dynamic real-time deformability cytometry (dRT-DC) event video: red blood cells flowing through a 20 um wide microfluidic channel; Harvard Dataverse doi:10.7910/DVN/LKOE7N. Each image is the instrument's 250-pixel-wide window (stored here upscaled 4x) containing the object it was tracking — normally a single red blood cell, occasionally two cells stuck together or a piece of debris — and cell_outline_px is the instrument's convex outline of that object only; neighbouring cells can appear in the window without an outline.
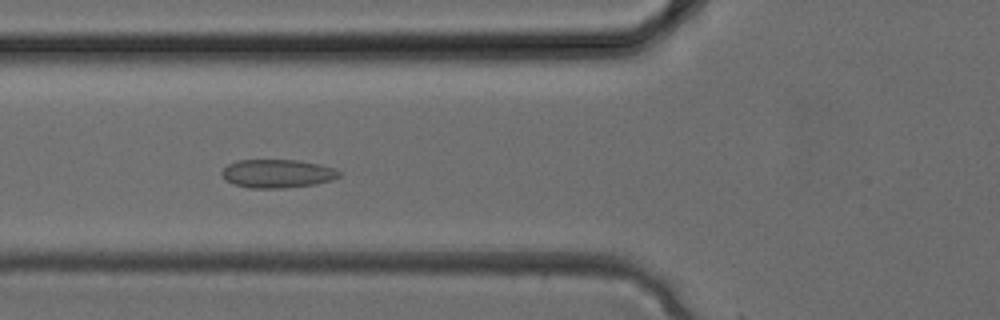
{"species": "common noctule bat (a hibernating species)", "species_latin": "Nyctalus noctula", "temperature_condition": "cold", "stored_images_in_passage": 35, "camera_frame_rate_fps": 3000, "um_per_image_px": 0.085, "animal": {"sex": "female", "body_mass_g": 24.6, "forearm_length_mm": 56.2}, "frame": {"image": 1, "passage_image": 12, "time_ms": 3.667, "image_size_px": [1000, 320], "cell_outline_px": [[340, 176], [332, 180], [316, 184], [284, 188], [252, 188], [236, 184], [220, 176], [220, 172], [228, 164], [236, 160], [296, 160], [320, 164], [332, 168], [340, 172]], "centroid_in_image_um": [23.57, 14.75], "position_along_channel_um": 102.2, "area_um2": 19.36}}
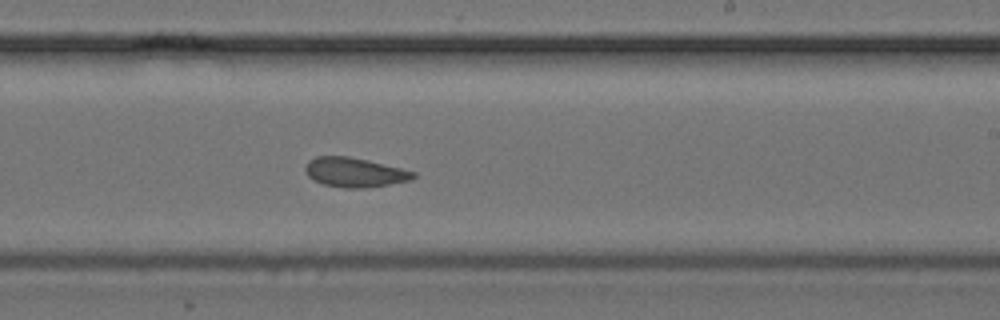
{"frame": {"image": 2, "passage_image": 20, "time_ms": 6.333, "image_size_px": [1000, 320], "cell_outline_px": [[416, 176], [412, 180], [364, 188], [344, 188], [324, 184], [312, 180], [308, 176], [304, 168], [308, 160], [316, 156], [348, 156], [368, 160], [416, 172]], "centroid_in_image_um": [30.12, 14.64], "position_along_channel_um": 258.9, "area_um2": 18.55}}
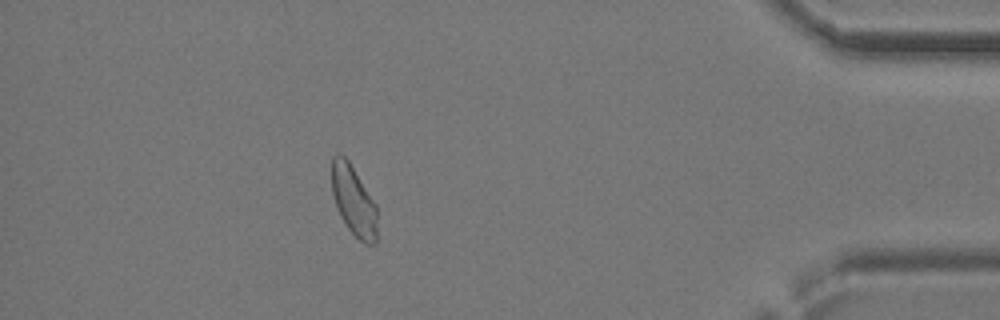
{"frame": {"image": 3, "passage_image": 30, "time_ms": 9.667, "image_size_px": [1000, 320], "cell_outline_px": [[376, 244], [364, 244], [348, 228], [340, 216], [332, 192], [332, 156], [336, 152], [340, 152], [348, 160], [376, 204]], "centroid_in_image_um": [30.04, 17.03], "position_along_channel_um": 405.2, "area_um2": 18.38}}